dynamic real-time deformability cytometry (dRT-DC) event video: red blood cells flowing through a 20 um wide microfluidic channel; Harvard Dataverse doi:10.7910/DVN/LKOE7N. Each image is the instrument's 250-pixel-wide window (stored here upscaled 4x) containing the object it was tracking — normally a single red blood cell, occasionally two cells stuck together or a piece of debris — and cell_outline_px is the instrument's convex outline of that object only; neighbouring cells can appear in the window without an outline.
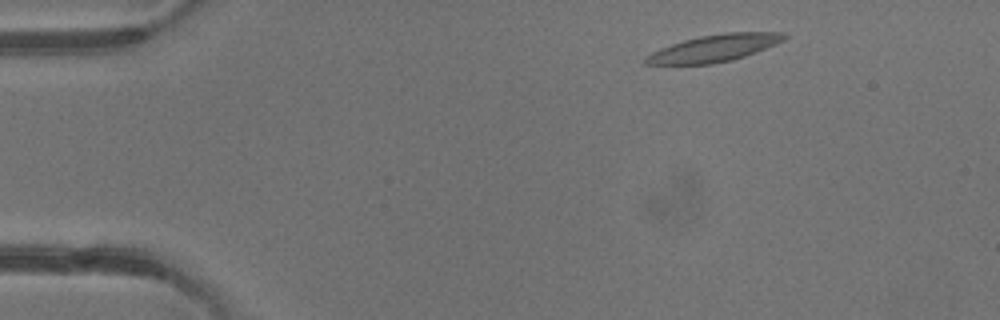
{"species": "common noctule bat (a hibernating species)", "species_latin": "Nyctalus noctula", "temperature_condition": "warm", "stored_images_in_passage": 4, "camera_frame_rate_fps": 3000, "um_per_image_px": 0.085, "animal": {"sex": "male", "body_mass_g": 13.3}, "frame": {"image": 1, "passage_image": 1, "time_ms": 0.0, "image_size_px": [1000, 320], "cell_outline_px": [[788, 36], [784, 40], [776, 44], [756, 52], [732, 60], [712, 64], [644, 64], [644, 56], [652, 52], [672, 44], [684, 40], [700, 36], [728, 32], [784, 32]], "centroid_in_image_um": [60.73, 4.09], "position_along_channel_um": 24.3, "area_um2": 21.68}}
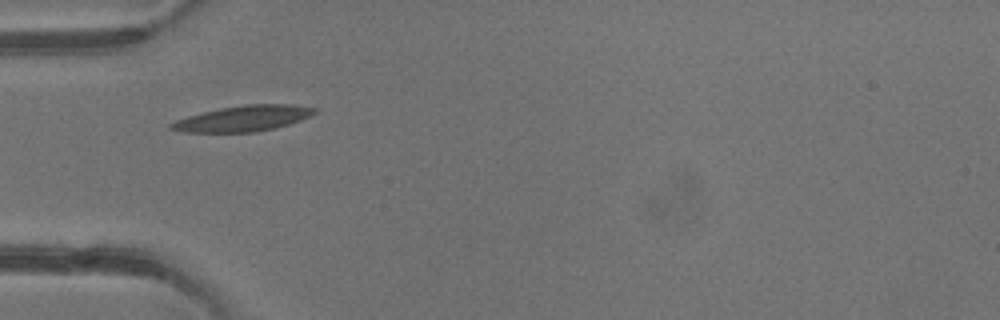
{"frame": {"image": 2, "passage_image": 3, "time_ms": 2.333, "image_size_px": [1000, 320], "cell_outline_px": [[316, 112], [300, 120], [276, 128], [256, 132], [184, 132], [168, 128], [168, 124], [176, 120], [188, 116], [220, 108], [248, 104], [296, 104], [316, 108]], "centroid_in_image_um": [20.67, 10.07], "position_along_channel_um": 64.3, "area_um2": 21.39}}
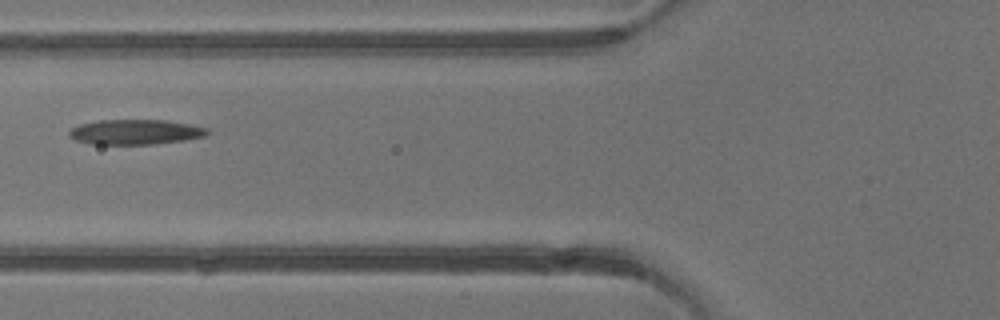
{"frame": {"image": 3, "passage_image": 4, "time_ms": 3.333, "image_size_px": [1000, 320], "cell_outline_px": [[208, 132], [204, 136], [184, 140], [152, 144], [92, 144], [76, 140], [68, 136], [68, 132], [72, 128], [80, 124], [100, 120], [164, 120], [188, 124], [208, 128]], "centroid_in_image_um": [11.47, 11.22], "position_along_channel_um": 114.3, "area_um2": 19.94}}